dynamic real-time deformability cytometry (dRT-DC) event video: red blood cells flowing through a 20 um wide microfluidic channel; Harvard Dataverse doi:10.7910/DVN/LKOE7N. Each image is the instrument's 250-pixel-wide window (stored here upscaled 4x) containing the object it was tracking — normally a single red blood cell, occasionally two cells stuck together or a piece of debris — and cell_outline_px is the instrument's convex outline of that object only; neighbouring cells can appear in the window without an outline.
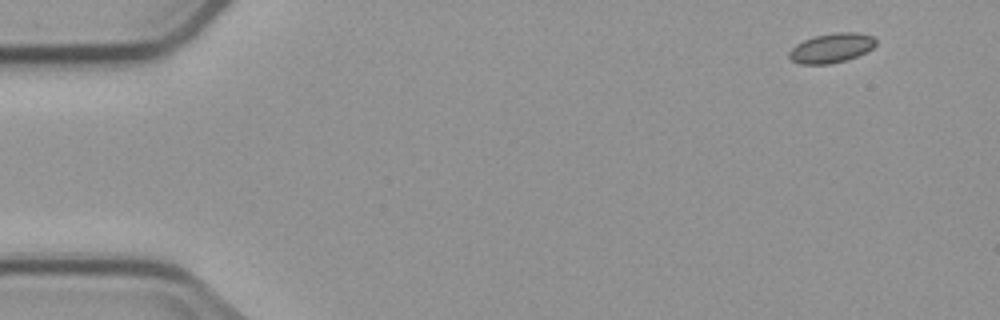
{"species": "common noctule bat (a hibernating species)", "species_latin": "Nyctalus noctula", "temperature_condition": "cold", "stored_images_in_passage": 5, "camera_frame_rate_fps": 3000, "um_per_image_px": 0.085, "animal": {"sex": "male", "body_mass_g": 23.1, "forearm_length_mm": 52.7}, "frame": {"image": 1, "passage_image": 1, "time_ms": 0.0, "image_size_px": [1000, 320], "cell_outline_px": [[876, 44], [872, 48], [856, 56], [844, 60], [828, 64], [800, 64], [792, 60], [788, 56], [788, 52], [796, 44], [804, 40], [816, 36], [836, 32], [856, 32], [872, 36], [876, 40]], "centroid_in_image_um": [70.65, 4.07], "position_along_channel_um": 14.3, "area_um2": 14.68}}
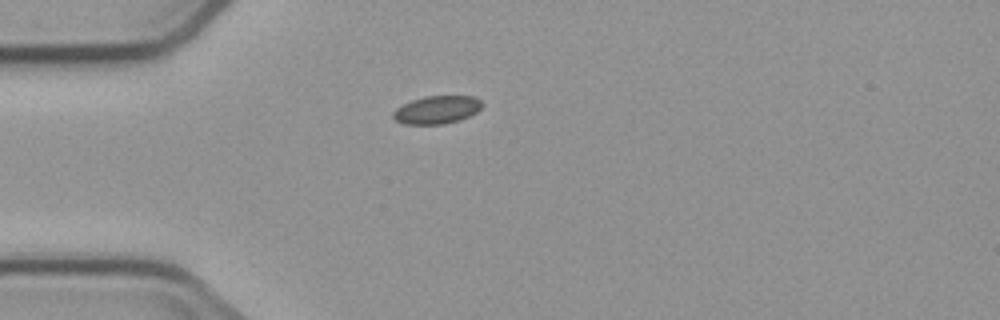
{"frame": {"image": 2, "passage_image": 4, "time_ms": 3.667, "image_size_px": [1000, 320], "cell_outline_px": [[484, 104], [476, 112], [460, 120], [444, 124], [404, 124], [396, 120], [392, 116], [392, 112], [396, 108], [412, 100], [424, 96], [476, 96]], "centroid_in_image_um": [37.14, 9.33], "position_along_channel_um": 47.9, "area_um2": 14.51}}